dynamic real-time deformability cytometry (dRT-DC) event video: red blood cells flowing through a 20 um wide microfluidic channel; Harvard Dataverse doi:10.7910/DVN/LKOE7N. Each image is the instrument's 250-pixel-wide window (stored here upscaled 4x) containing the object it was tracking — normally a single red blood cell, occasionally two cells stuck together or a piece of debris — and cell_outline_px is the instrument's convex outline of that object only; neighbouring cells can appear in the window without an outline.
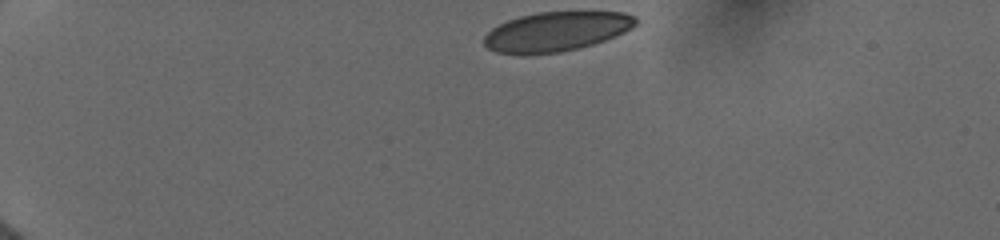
{"species": "human", "species_latin": "Homo sapiens", "temperature_condition": "cold", "stored_images_in_passage": 54, "camera_frame_rate_fps": 3000, "um_per_image_px": 0.085, "donor": {"sex": "female"}, "frame": {"image": 1, "passage_image": 1, "time_ms": 0.0, "image_size_px": [1000, 240], "cell_outline_px": [[636, 24], [632, 28], [616, 36], [580, 48], [560, 52], [524, 56], [520, 56], [496, 52], [488, 48], [484, 44], [484, 36], [492, 28], [508, 20], [520, 16], [536, 12], [624, 12], [636, 16]], "centroid_in_image_um": [47.26, 2.7], "position_along_channel_um": 37.7, "area_um2": 35.2}}
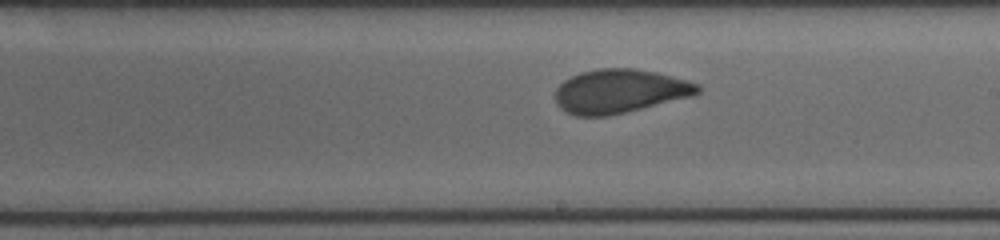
{"frame": {"image": 2, "passage_image": 27, "time_ms": 7.0, "image_size_px": [1000, 240], "cell_outline_px": [[704, 88], [700, 92], [692, 96], [608, 116], [576, 116], [560, 108], [556, 104], [556, 88], [564, 80], [580, 72], [596, 68], [636, 68], [656, 72], [688, 80], [700, 84]], "centroid_in_image_um": [52.7, 7.74], "position_along_channel_um": 236.3, "area_um2": 36.53}}
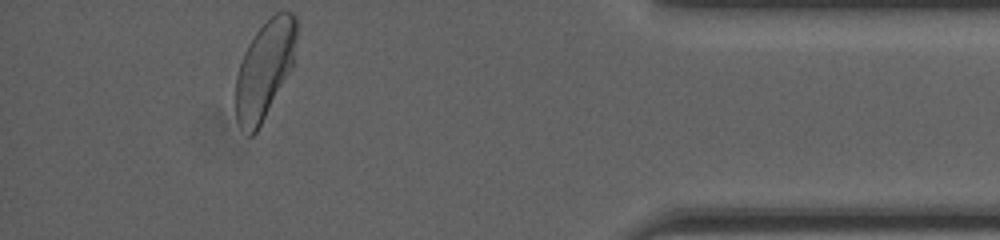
{"frame": {"image": 3, "passage_image": 53, "time_ms": 12.333, "image_size_px": [1000, 240], "cell_outline_px": [[296, 36], [292, 64], [288, 72], [256, 132], [252, 136], [248, 136], [240, 128], [236, 120], [236, 76], [244, 52], [248, 44], [256, 32], [276, 12], [292, 12], [296, 16]], "centroid_in_image_um": [22.46, 5.92], "position_along_channel_um": 412.7, "area_um2": 33.76}, "authors_computed_cell_mechanics": {"area_um2": 36.1539, "velocity_mm_per_s": 3.9631, "shape_relaxation_time_tau1_ms": 3.7904, "shape_relaxation_time_tau2_ms": null, "deformation_change_tau1": 0.1162, "deformation_change_tau2": null}}